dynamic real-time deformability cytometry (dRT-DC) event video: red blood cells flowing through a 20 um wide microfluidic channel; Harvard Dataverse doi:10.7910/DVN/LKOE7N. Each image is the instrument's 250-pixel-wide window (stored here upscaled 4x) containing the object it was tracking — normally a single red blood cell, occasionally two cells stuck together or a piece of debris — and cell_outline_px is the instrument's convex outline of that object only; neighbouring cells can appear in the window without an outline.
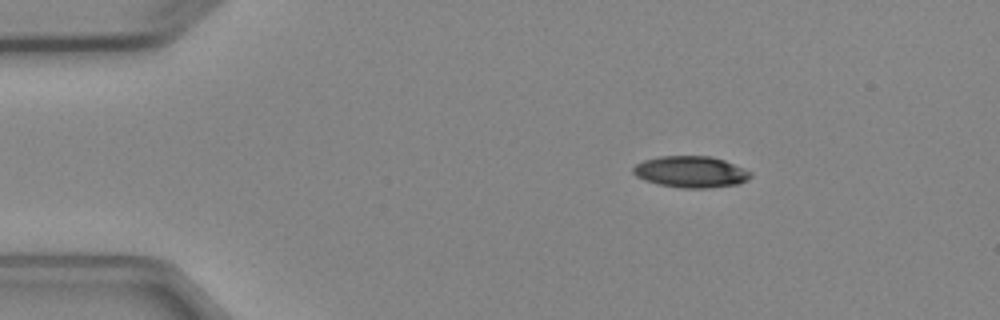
{"species": "Egyptian fruit bat (a non-hibernating species)", "species_latin": "Rousettus aegyptiacus", "temperature_condition": "cold", "stored_images_in_passage": 2, "camera_frame_rate_fps": 3000, "um_per_image_px": 0.085, "animal": {"sex": "female"}, "frame": {"image": 1, "passage_image": 1, "time_ms": 0.0, "image_size_px": [1000, 320], "cell_outline_px": [[752, 176], [748, 180], [740, 184], [708, 188], [680, 188], [656, 184], [644, 180], [636, 176], [632, 172], [632, 168], [636, 164], [644, 160], [660, 156], [712, 156], [724, 160], [744, 168], [752, 172]], "centroid_in_image_um": [58.73, 14.61], "position_along_channel_um": 26.3, "area_um2": 21.79}}